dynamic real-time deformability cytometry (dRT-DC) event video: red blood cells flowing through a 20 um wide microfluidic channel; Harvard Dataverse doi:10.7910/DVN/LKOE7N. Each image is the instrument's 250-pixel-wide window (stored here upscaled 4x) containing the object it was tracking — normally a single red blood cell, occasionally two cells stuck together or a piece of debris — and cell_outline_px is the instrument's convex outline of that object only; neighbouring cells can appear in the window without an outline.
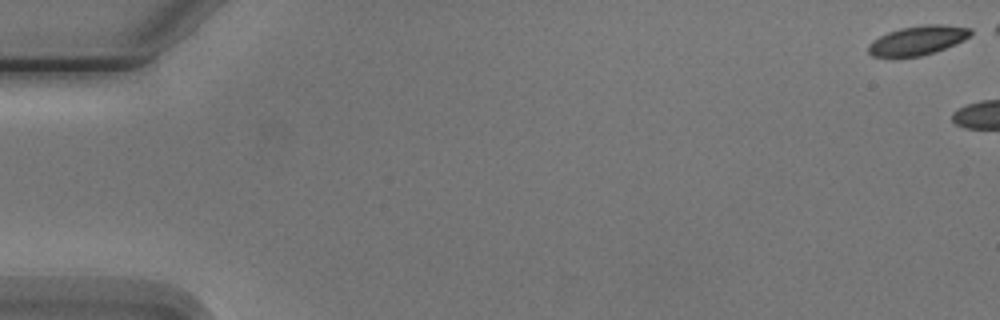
{"species": "Egyptian fruit bat (a non-hibernating species)", "species_latin": "Rousettus aegyptiacus", "temperature_condition": "cold", "stored_images_in_passage": 4, "camera_frame_rate_fps": 3000, "um_per_image_px": 0.085, "animal": {"sex": "male"}, "frame": {"image": 1, "passage_image": 1, "time_ms": 0.0, "image_size_px": [1000, 320], "cell_outline_px": [[972, 32], [964, 40], [956, 44], [920, 56], [872, 56], [868, 52], [868, 44], [872, 40], [888, 32], [900, 28], [924, 24], [940, 24], [972, 28]], "centroid_in_image_um": [78.0, 3.41], "position_along_channel_um": 7.0, "area_um2": 17.22}}